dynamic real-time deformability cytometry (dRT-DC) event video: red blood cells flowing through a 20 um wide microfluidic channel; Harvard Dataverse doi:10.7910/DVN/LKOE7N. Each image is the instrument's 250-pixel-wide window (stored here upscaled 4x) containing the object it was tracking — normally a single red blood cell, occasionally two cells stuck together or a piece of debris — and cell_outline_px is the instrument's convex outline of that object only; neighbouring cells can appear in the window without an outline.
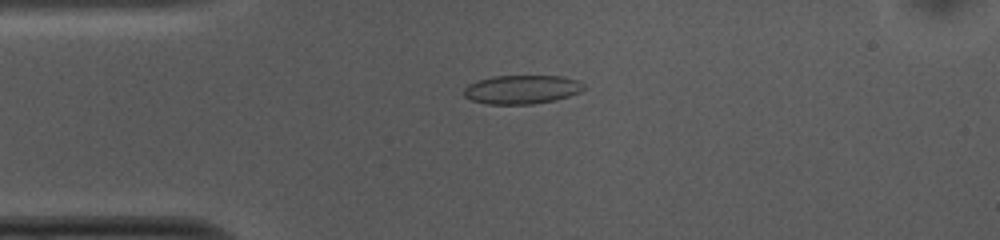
{"species": "common noctule bat (a hibernating species)", "species_latin": "Nyctalus noctula", "temperature_condition": "cold", "stored_images_in_passage": 52, "camera_frame_rate_fps": 3000, "um_per_image_px": 0.085, "animal": {"sex": "female", "body_mass_g": 10.0, "forearm_length_mm": 53.1}, "frame": {"image": 1, "passage_image": 11, "time_ms": 3.333, "image_size_px": [1000, 240], "cell_outline_px": [[584, 88], [580, 92], [556, 100], [532, 104], [488, 104], [472, 100], [464, 96], [464, 88], [468, 84], [492, 76], [560, 76], [580, 80], [584, 84]], "centroid_in_image_um": [44.37, 7.6], "position_along_channel_um": 40.6, "area_um2": 20.11}}
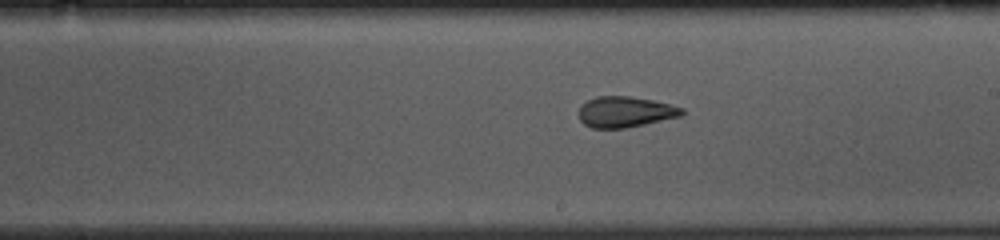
{"frame": {"image": 2, "passage_image": 28, "time_ms": 9.0, "image_size_px": [1000, 240], "cell_outline_px": [[684, 112], [680, 116], [644, 124], [624, 128], [592, 128], [584, 124], [580, 120], [580, 104], [596, 96], [628, 96], [652, 100], [684, 108]], "centroid_in_image_um": [53.11, 9.5], "position_along_channel_um": 235.9, "area_um2": 18.32}}
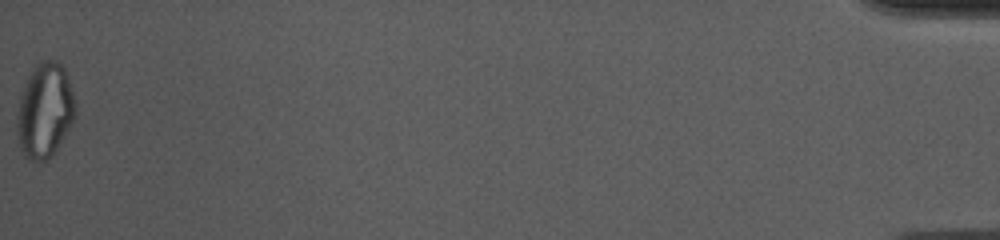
{"frame": {"image": 3, "passage_image": 52, "time_ms": 17.0, "image_size_px": [1000, 240], "cell_outline_px": [[76, 112], [72, 124], [48, 160], [32, 160], [24, 156], [20, 148], [16, 128], [16, 116], [20, 92], [28, 76], [36, 64], [40, 60], [56, 60], [64, 68], [76, 104]], "centroid_in_image_um": [3.78, 9.38], "position_along_channel_um": 431.4, "area_um2": 32.25}, "authors_computed_cell_mechanics": {"area_um2": 20.3167, "velocity_mm_per_s": 3.7455, "shape_relaxation_time_tau1_ms": null, "shape_relaxation_time_tau2_ms": 1.8381, "deformation_change_tau1": null, "deformation_change_tau2": 0.0866}}